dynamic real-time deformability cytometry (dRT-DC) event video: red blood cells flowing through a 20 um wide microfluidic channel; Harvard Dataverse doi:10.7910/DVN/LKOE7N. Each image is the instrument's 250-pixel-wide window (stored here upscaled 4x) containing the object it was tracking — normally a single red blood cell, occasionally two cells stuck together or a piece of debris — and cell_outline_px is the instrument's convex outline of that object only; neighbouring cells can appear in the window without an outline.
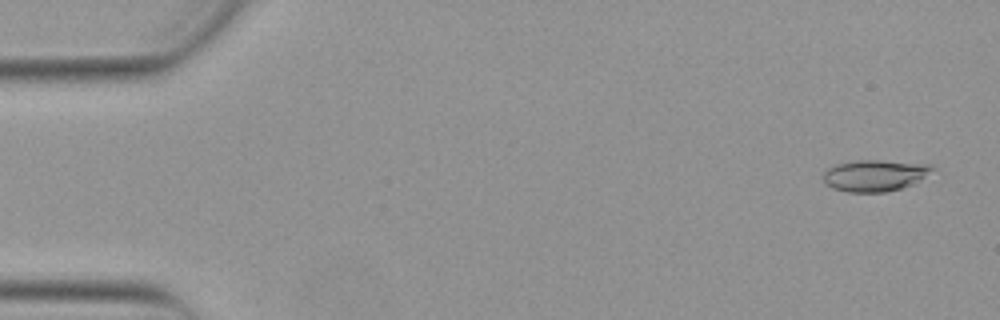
{"species": "Egyptian fruit bat (a non-hibernating species)", "species_latin": "Rousettus aegyptiacus", "temperature_condition": "warm", "stored_images_in_passage": 52, "camera_frame_rate_fps": 3000, "um_per_image_px": 0.085, "animal": {"sex": "female"}, "frame": {"image": 1, "passage_image": 2, "time_ms": 0.333, "image_size_px": [1000, 320], "cell_outline_px": [[936, 168], [912, 184], [900, 188], [884, 192], [848, 192], [832, 188], [824, 184], [824, 172], [828, 168], [836, 164], [856, 160], [880, 160], [932, 164]], "centroid_in_image_um": [74.34, 14.9], "position_along_channel_um": 10.7, "area_um2": 19.94}}
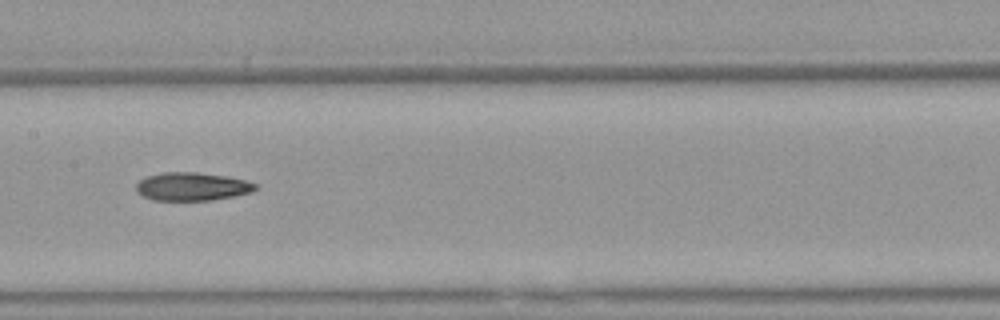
{"frame": {"image": 2, "passage_image": 26, "time_ms": 8.333, "image_size_px": [1000, 320], "cell_outline_px": [[260, 188], [252, 192], [236, 196], [212, 200], [152, 200], [136, 192], [136, 184], [140, 180], [148, 176], [164, 172], [196, 172], [228, 176], [248, 180], [256, 184]], "centroid_in_image_um": [16.38, 15.85], "position_along_channel_um": 191.0, "area_um2": 19.83}}
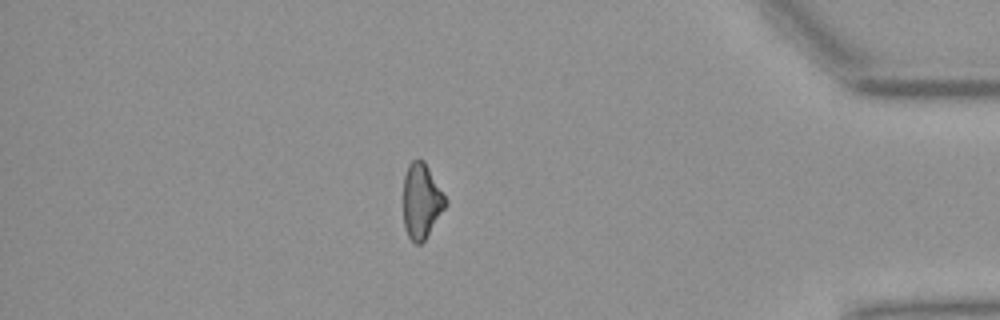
{"frame": {"image": 3, "passage_image": 45, "time_ms": 14.667, "image_size_px": [1000, 320], "cell_outline_px": [[448, 204], [424, 240], [420, 244], [416, 244], [408, 236], [404, 224], [404, 176], [408, 164], [412, 160], [424, 160], [444, 196]], "centroid_in_image_um": [35.81, 17.09], "position_along_channel_um": 399.4, "area_um2": 18.09}}